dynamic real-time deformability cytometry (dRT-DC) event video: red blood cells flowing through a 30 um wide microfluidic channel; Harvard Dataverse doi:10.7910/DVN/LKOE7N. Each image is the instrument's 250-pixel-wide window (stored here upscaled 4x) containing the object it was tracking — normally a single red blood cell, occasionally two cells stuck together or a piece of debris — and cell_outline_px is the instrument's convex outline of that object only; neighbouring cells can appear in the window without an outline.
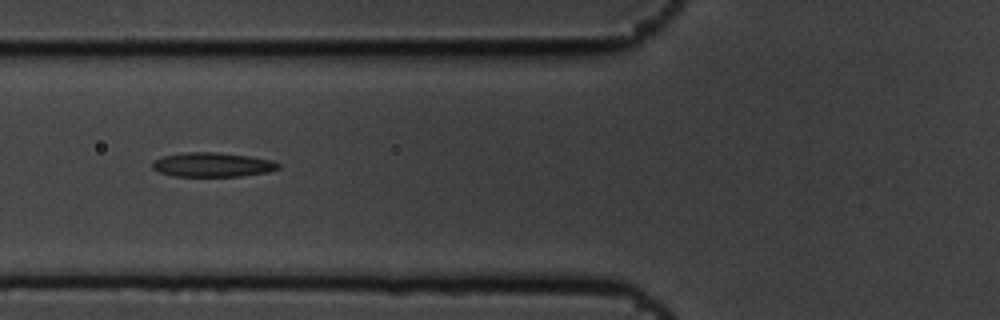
{"species": "common noctule bat (a hibernating species)", "species_latin": "Nyctalus noctula", "temperature_condition": "cold", "stored_images_in_passage": 10, "camera_frame_rate_fps": 3000, "um_per_image_px": 0.085, "animal": {"sex": "male", "body_mass_g": 19.5, "forearm_length_mm": 54.6}, "frame": {"image": 1, "passage_image": 6, "time_ms": 1.667, "image_size_px": [1000, 320], "cell_outline_px": [[280, 168], [268, 172], [240, 176], [172, 176], [160, 172], [152, 168], [152, 164], [160, 156], [184, 152], [216, 152], [248, 156], [272, 160], [280, 164]], "centroid_in_image_um": [18.05, 14.0], "position_along_channel_um": 107.7, "area_um2": 17.86}}
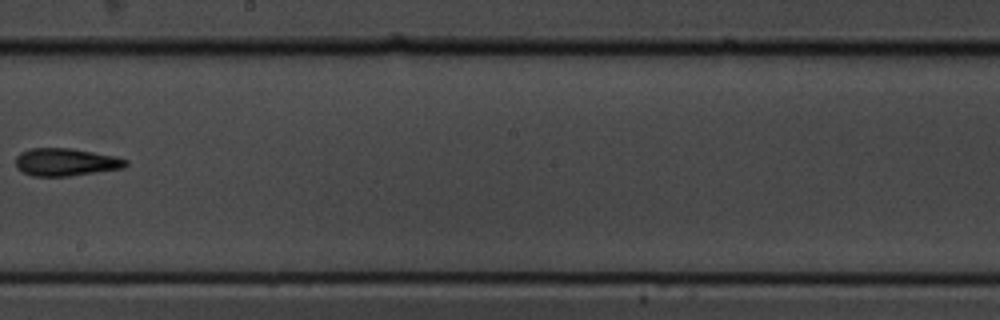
{"frame": {"image": 2, "passage_image": 9, "time_ms": 2.667, "image_size_px": [1000, 320], "cell_outline_px": [[128, 164], [124, 168], [68, 176], [32, 176], [16, 168], [16, 156], [20, 152], [32, 148], [72, 148], [116, 156], [128, 160]], "centroid_in_image_um": [5.6, 13.77], "position_along_channel_um": 242.6, "area_um2": 17.8}}
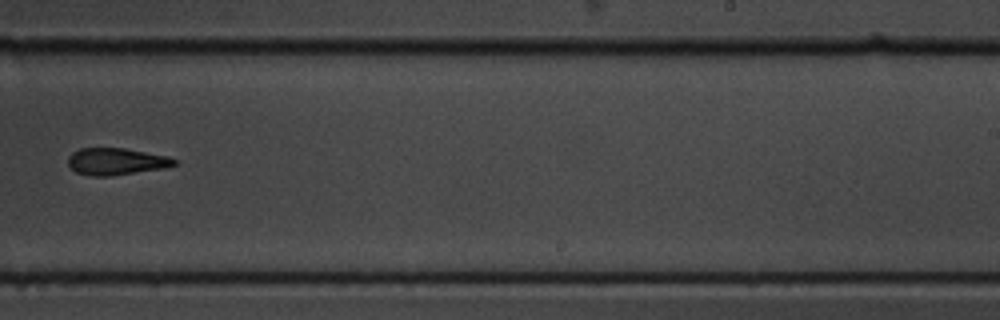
{"frame": {"image": 3, "passage_image": 10, "time_ms": 3.0, "image_size_px": [1000, 320], "cell_outline_px": [[180, 164], [164, 168], [112, 176], [88, 176], [76, 172], [68, 164], [68, 156], [72, 152], [80, 148], [124, 148], [168, 156], [176, 160]], "centroid_in_image_um": [9.88, 13.73], "position_along_channel_um": 279.1, "area_um2": 16.82}}